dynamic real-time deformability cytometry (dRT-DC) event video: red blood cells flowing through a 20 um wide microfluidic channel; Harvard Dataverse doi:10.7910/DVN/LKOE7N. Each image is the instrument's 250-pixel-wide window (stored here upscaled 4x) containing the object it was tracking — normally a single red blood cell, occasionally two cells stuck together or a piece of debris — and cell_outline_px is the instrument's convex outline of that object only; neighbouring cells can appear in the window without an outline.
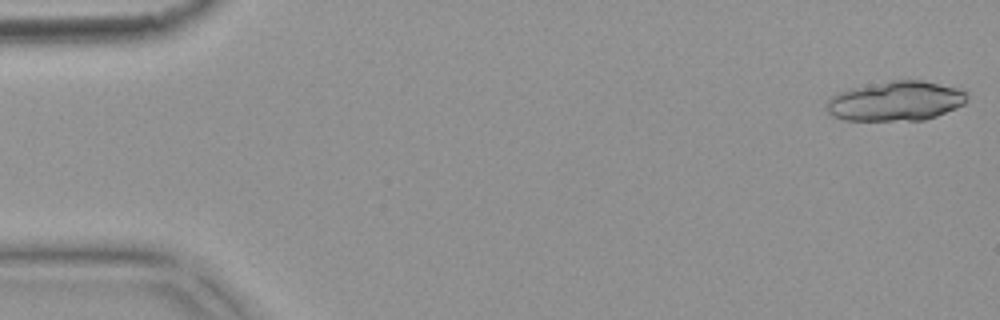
{"species": "common noctule bat (a hibernating species)", "species_latin": "Nyctalus noctula", "temperature_condition": "warm", "stored_images_in_passage": 7, "camera_frame_rate_fps": 3000, "um_per_image_px": 0.085, "animal": {"sex": "female", "body_mass_g": 18.4}, "frame": {"image": 1, "passage_image": 1, "time_ms": 0.0, "image_size_px": [1000, 320], "cell_outline_px": [[968, 100], [964, 104], [956, 108], [936, 116], [924, 120], [844, 120], [832, 116], [828, 112], [828, 100], [836, 92], [852, 88], [892, 80], [924, 80], [956, 88], [968, 92]], "centroid_in_image_um": [76.16, 8.59], "position_along_channel_um": 8.8, "area_um2": 32.43}}
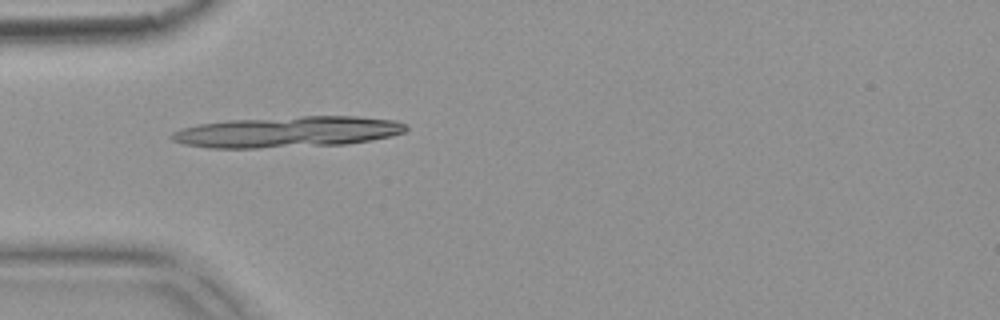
{"frame": {"image": 2, "passage_image": 5, "time_ms": 1.333, "image_size_px": [1000, 320], "cell_outline_px": [[408, 128], [404, 132], [392, 136], [372, 140], [344, 144], [256, 148], [208, 148], [184, 144], [172, 140], [168, 136], [172, 132], [180, 128], [200, 124], [228, 120], [304, 116], [356, 116], [396, 120], [408, 124]], "centroid_in_image_um": [24.44, 11.21], "position_along_channel_um": 60.6, "area_um2": 42.48}}